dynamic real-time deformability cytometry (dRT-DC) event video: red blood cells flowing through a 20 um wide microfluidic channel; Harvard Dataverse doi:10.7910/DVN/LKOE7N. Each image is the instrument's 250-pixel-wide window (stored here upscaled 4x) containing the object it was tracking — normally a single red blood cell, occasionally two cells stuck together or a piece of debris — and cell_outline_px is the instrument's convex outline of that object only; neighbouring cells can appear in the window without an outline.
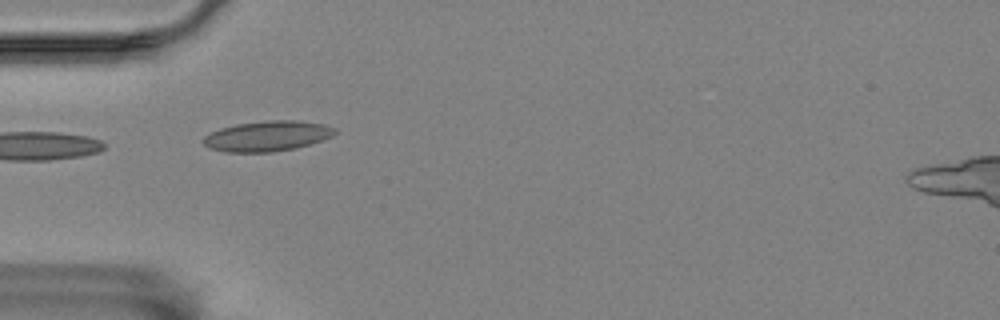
{"species": "Egyptian fruit bat (a non-hibernating species)", "species_latin": "Rousettus aegyptiacus", "temperature_condition": "room temperature", "stored_images_in_passage": 5, "camera_frame_rate_fps": 3000, "um_per_image_px": 0.085, "animal": {"sex": "female"}, "frame": {"image": 1, "passage_image": 2, "time_ms": 2.333, "image_size_px": [1000, 320], "cell_outline_px": [[340, 132], [332, 136], [296, 148], [272, 152], [224, 152], [208, 148], [200, 140], [208, 132], [220, 128], [236, 124], [264, 120], [300, 120], [324, 124], [336, 128]], "centroid_in_image_um": [22.69, 11.55], "position_along_channel_um": 62.3, "area_um2": 23.64}}
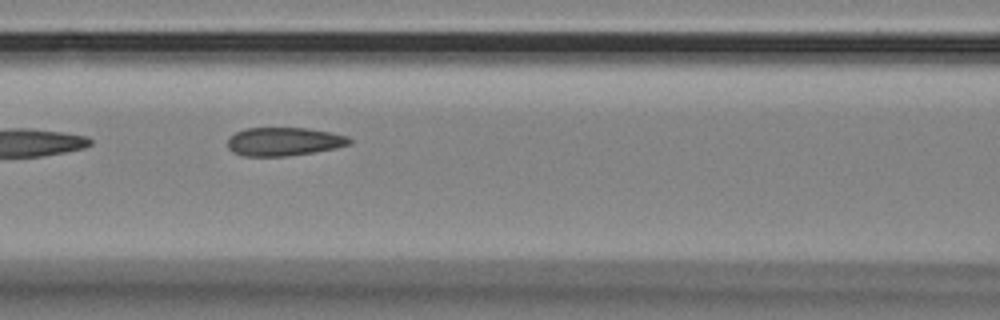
{"frame": {"image": 2, "passage_image": 4, "time_ms": 4.667, "image_size_px": [1000, 320], "cell_outline_px": [[352, 144], [336, 148], [312, 152], [284, 156], [244, 156], [232, 152], [228, 148], [228, 140], [236, 132], [248, 128], [308, 128], [348, 136], [352, 140]], "centroid_in_image_um": [24.15, 12.03], "position_along_channel_um": 142.5, "area_um2": 20.06}}